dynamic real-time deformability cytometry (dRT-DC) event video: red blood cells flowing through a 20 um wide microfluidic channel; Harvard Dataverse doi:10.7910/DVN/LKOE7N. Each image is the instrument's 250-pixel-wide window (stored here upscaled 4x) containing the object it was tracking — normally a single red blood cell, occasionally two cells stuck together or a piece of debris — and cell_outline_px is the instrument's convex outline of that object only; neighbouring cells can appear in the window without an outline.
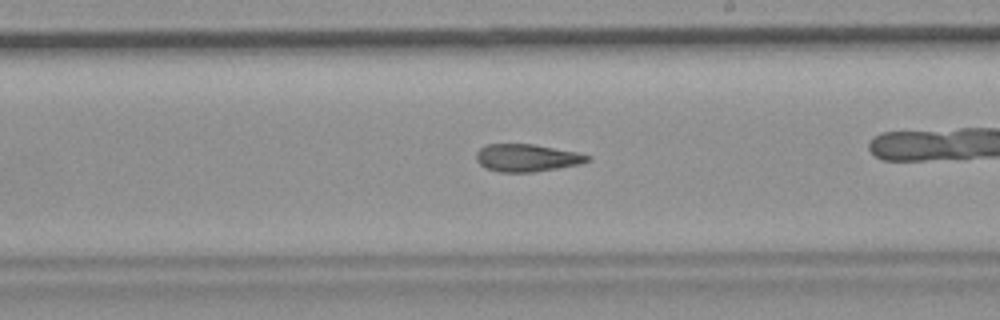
{"species": "common noctule bat (a hibernating species)", "species_latin": "Nyctalus noctula", "temperature_condition": "room temperature", "stored_images_in_passage": 55, "camera_frame_rate_fps": 3000, "um_per_image_px": 0.085, "animal": {"sex": "female", "body_mass_g": 19.9}, "frame": {"image": 1, "passage_image": 32, "time_ms": 10.333, "image_size_px": [1000, 320], "cell_outline_px": [[592, 160], [580, 164], [532, 172], [500, 172], [484, 168], [476, 160], [476, 152], [480, 148], [488, 144], [532, 144], [576, 152], [592, 156]], "centroid_in_image_um": [44.77, 13.42], "position_along_channel_um": 244.2, "area_um2": 17.8}, "authors_computed_cell_mechanics": {"area_um2": 19.0162, "velocity_mm_per_s": 3.7331, "shape_relaxation_time_tau1_ms": null, "shape_relaxation_time_tau2_ms": 4.8464, "deformation_change_tau1": null, "deformation_change_tau2": 0.1336}}